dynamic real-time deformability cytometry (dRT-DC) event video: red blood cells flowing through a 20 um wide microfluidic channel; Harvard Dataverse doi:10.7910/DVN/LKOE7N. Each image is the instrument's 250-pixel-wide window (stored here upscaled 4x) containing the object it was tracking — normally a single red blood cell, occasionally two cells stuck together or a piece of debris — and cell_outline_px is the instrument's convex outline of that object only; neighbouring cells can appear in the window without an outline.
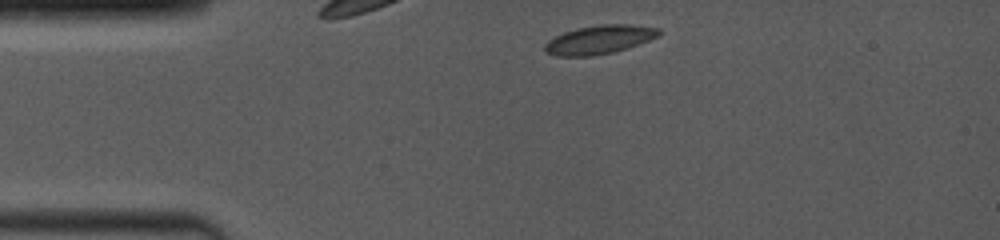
{"species": "common noctule bat (a hibernating species)", "species_latin": "Nyctalus noctula", "temperature_condition": "room temperature", "stored_images_in_passage": 24, "camera_frame_rate_fps": 4000, "um_per_image_px": 0.085, "animal": {"sex": "female", "body_mass_g": 19.0, "forearm_length_mm": 53.3}, "frame": {"image": 1, "passage_image": 1, "time_ms": 0.0, "image_size_px": [1000, 240], "cell_outline_px": [[660, 32], [656, 36], [648, 40], [612, 52], [588, 56], [556, 56], [548, 52], [544, 48], [544, 44], [548, 40], [564, 32], [576, 28], [604, 24], [632, 24], [660, 28]], "centroid_in_image_um": [50.91, 3.35], "position_along_channel_um": 34.1, "area_um2": 18.67}}